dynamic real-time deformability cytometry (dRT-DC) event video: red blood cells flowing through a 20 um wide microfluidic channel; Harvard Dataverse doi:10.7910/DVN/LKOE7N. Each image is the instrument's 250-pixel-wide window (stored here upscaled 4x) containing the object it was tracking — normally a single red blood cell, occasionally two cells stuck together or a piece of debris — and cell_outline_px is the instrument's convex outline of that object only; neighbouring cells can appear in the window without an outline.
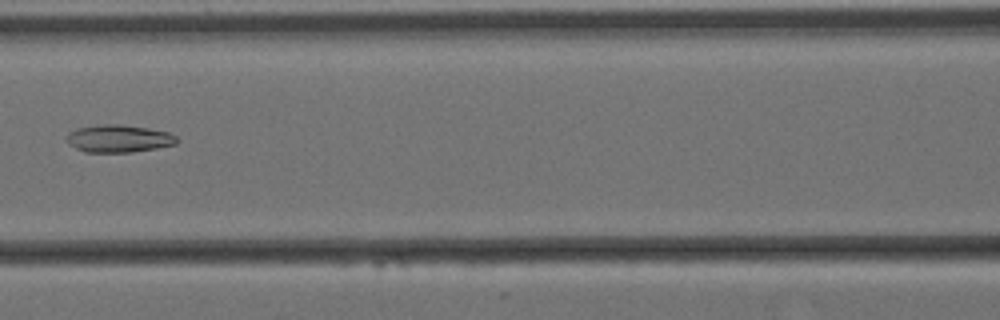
{"species": "Egyptian fruit bat (a non-hibernating species)", "species_latin": "Rousettus aegyptiacus", "temperature_condition": "cold", "stored_images_in_passage": 5, "camera_frame_rate_fps": 3000, "um_per_image_px": 0.085, "animal": {"sex": "female"}, "frame": {"image": 1, "passage_image": 5, "time_ms": 1.333, "image_size_px": [1000, 320], "cell_outline_px": [[180, 140], [176, 144], [156, 148], [132, 152], [84, 152], [68, 144], [64, 136], [68, 132], [76, 128], [104, 124], [120, 124], [148, 128], [168, 132], [176, 136]], "centroid_in_image_um": [10.06, 11.78], "position_along_channel_um": 156.5, "area_um2": 17.86}}